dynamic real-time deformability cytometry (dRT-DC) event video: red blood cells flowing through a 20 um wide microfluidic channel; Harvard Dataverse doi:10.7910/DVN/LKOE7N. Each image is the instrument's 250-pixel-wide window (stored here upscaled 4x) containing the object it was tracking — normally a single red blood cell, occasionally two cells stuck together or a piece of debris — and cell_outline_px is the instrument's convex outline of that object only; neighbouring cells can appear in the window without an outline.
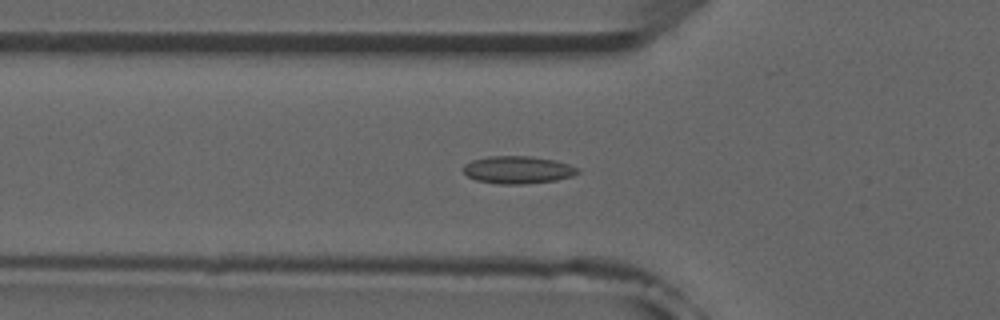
{"species": "common noctule bat (a hibernating species)", "species_latin": "Nyctalus noctula", "temperature_condition": "room temperature", "stored_images_in_passage": 52, "camera_frame_rate_fps": 3000, "um_per_image_px": 0.085, "animal": {"sex": "male", "forearm_length_mm": 52.5}, "frame": {"image": 1, "passage_image": 18, "time_ms": 5.667, "image_size_px": [1000, 320], "cell_outline_px": [[580, 172], [572, 176], [556, 180], [524, 184], [500, 184], [476, 180], [468, 176], [464, 172], [464, 164], [472, 160], [488, 156], [532, 156], [556, 160], [580, 168]], "centroid_in_image_um": [44.04, 14.43], "position_along_channel_um": 81.8, "area_um2": 18.44}}
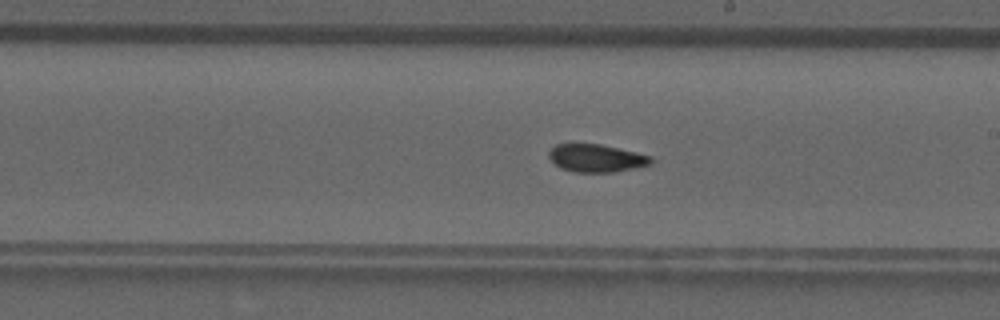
{"frame": {"image": 2, "passage_image": 30, "time_ms": 9.667, "image_size_px": [1000, 320], "cell_outline_px": [[652, 164], [612, 172], [572, 172], [560, 168], [552, 164], [548, 156], [548, 152], [556, 144], [600, 144], [636, 152], [652, 156]], "centroid_in_image_um": [50.64, 13.45], "position_along_channel_um": 238.4, "area_um2": 16.59}}
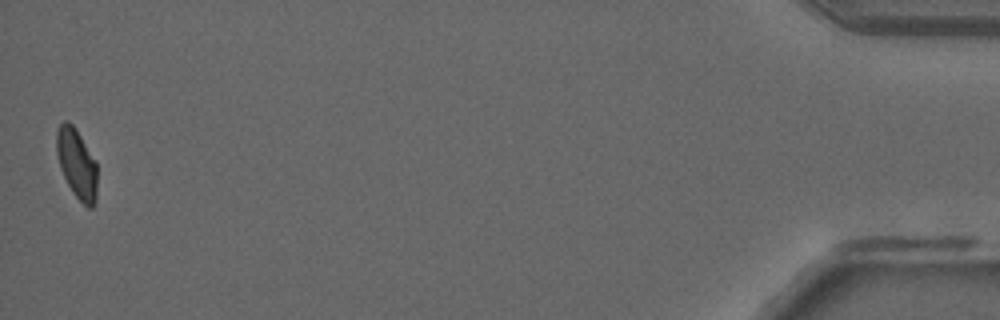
{"frame": {"image": 3, "passage_image": 52, "time_ms": 17.0, "image_size_px": [1000, 320], "cell_outline_px": [[96, 200], [92, 208], [88, 208], [72, 192], [60, 168], [56, 152], [56, 128], [64, 120], [68, 120], [76, 128], [96, 160]], "centroid_in_image_um": [6.51, 13.86], "position_along_channel_um": 428.7, "area_um2": 16.65}, "authors_computed_cell_mechanics": {"area_um2": 17.1377, "velocity_mm_per_s": 3.9009, "shape_relaxation_time_tau1_ms": null, "shape_relaxation_time_tau2_ms": 1.5365, "deformation_change_tau1": null, "deformation_change_tau2": 0.0554}}